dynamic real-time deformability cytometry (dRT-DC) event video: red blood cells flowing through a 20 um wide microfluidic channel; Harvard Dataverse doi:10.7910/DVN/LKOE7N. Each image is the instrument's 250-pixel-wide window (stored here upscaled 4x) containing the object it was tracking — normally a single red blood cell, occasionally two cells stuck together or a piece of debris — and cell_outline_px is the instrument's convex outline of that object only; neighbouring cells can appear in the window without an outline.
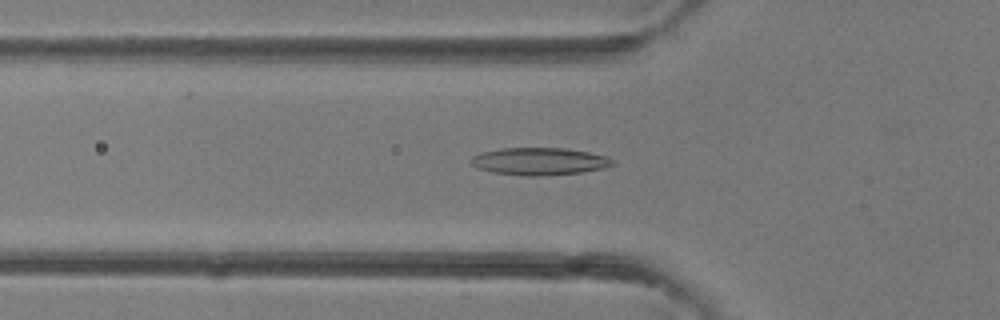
{"species": "common noctule bat (a hibernating species)", "species_latin": "Nyctalus noctula", "temperature_condition": "room temperature", "stored_images_in_passage": 36, "camera_frame_rate_fps": 3000, "um_per_image_px": 0.085, "animal": {"sex": "female"}, "frame": {"image": 1, "passage_image": 9, "time_ms": 2.667, "image_size_px": [1000, 320], "cell_outline_px": [[616, 164], [600, 168], [580, 172], [544, 176], [524, 176], [492, 172], [476, 168], [472, 164], [472, 156], [480, 152], [500, 148], [564, 148], [588, 152], [608, 156]], "centroid_in_image_um": [45.81, 13.71], "position_along_channel_um": 80.0, "area_um2": 22.6}}
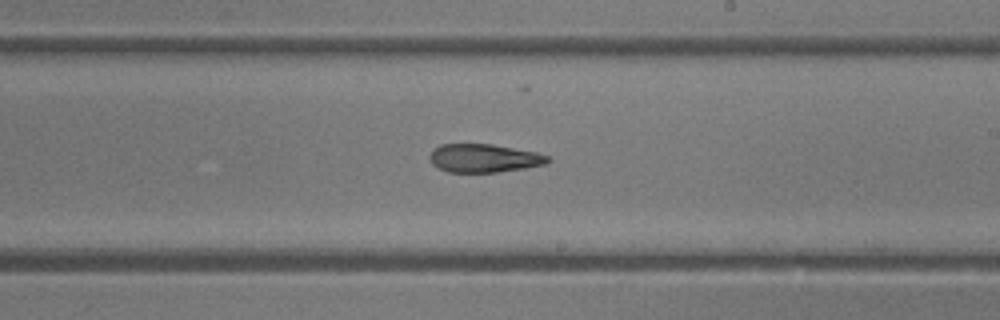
{"frame": {"image": 2, "passage_image": 19, "time_ms": 6.0, "image_size_px": [1000, 320], "cell_outline_px": [[552, 160], [544, 164], [524, 168], [496, 172], [448, 172], [432, 164], [428, 156], [432, 148], [440, 144], [492, 144], [536, 152], [548, 156]], "centroid_in_image_um": [41.1, 13.43], "position_along_channel_um": 247.9, "area_um2": 19.54}}
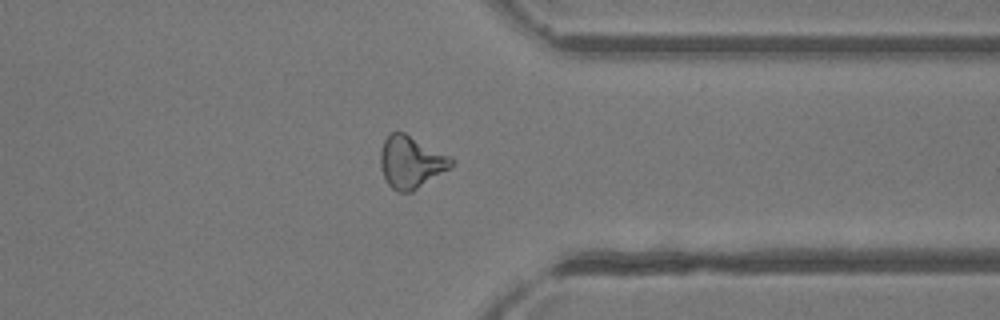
{"frame": {"image": 3, "passage_image": 27, "time_ms": 8.667, "image_size_px": [1000, 320], "cell_outline_px": [[456, 160], [448, 168], [412, 192], [396, 192], [388, 184], [380, 168], [380, 152], [384, 140], [392, 132], [404, 132], [452, 156]], "centroid_in_image_um": [34.92, 13.77], "position_along_channel_um": 376.5, "area_um2": 21.5}}